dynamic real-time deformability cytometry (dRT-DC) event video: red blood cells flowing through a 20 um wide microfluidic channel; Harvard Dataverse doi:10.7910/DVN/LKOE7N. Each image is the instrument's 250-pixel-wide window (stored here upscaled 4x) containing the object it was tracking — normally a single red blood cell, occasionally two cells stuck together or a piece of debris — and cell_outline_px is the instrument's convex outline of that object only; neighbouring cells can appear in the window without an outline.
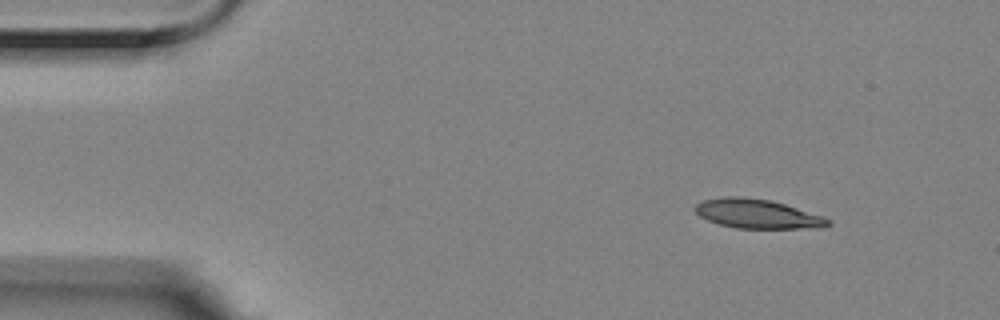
{"species": "Egyptian fruit bat (a non-hibernating species)", "species_latin": "Rousettus aegyptiacus", "temperature_condition": "room temperature", "stored_images_in_passage": 4, "camera_frame_rate_fps": 3000, "um_per_image_px": 0.085, "animal": {"sex": "female"}, "frame": {"image": 1, "passage_image": 2, "time_ms": 0.333, "image_size_px": [1000, 320], "cell_outline_px": [[832, 224], [820, 228], [736, 228], [720, 224], [708, 220], [700, 216], [692, 208], [696, 204], [704, 200], [724, 196], [744, 196], [772, 200], [824, 216], [832, 220]], "centroid_in_image_um": [64.4, 18.17], "position_along_channel_um": 20.6, "area_um2": 22.83}}
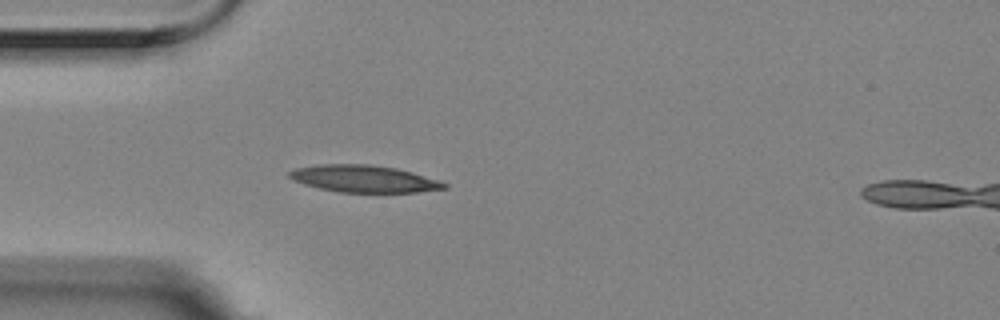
{"frame": {"image": 2, "passage_image": 4, "time_ms": 1.0, "image_size_px": [1000, 320], "cell_outline_px": [[448, 188], [416, 192], [340, 192], [320, 188], [304, 184], [292, 180], [288, 176], [288, 172], [296, 168], [320, 164], [368, 164], [396, 168], [412, 172], [440, 180], [448, 184]], "centroid_in_image_um": [30.94, 15.19], "position_along_channel_um": 54.1, "area_um2": 24.39}}